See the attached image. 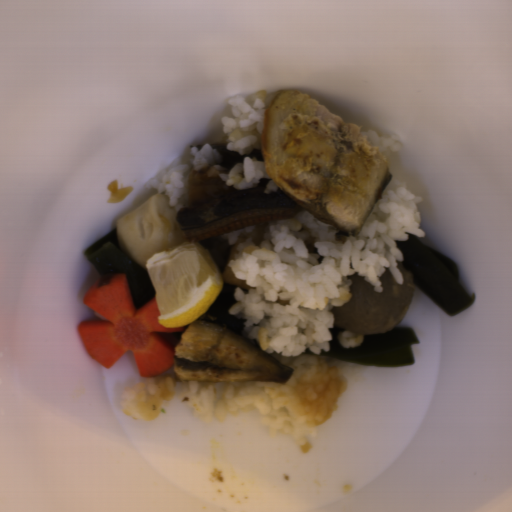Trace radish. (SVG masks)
Here are the masks:
<instances>
[{
  "label": "radish",
  "mask_w": 512,
  "mask_h": 512,
  "mask_svg": "<svg viewBox=\"0 0 512 512\" xmlns=\"http://www.w3.org/2000/svg\"><path fill=\"white\" fill-rule=\"evenodd\" d=\"M82 300L107 319L78 323L76 332L88 356L110 369L131 351L144 378L156 377L173 366L174 351L159 334L184 332L187 325L163 327L158 322L156 298L136 310L127 275L115 272L96 276Z\"/></svg>",
  "instance_id": "1f323893"
}]
</instances>
